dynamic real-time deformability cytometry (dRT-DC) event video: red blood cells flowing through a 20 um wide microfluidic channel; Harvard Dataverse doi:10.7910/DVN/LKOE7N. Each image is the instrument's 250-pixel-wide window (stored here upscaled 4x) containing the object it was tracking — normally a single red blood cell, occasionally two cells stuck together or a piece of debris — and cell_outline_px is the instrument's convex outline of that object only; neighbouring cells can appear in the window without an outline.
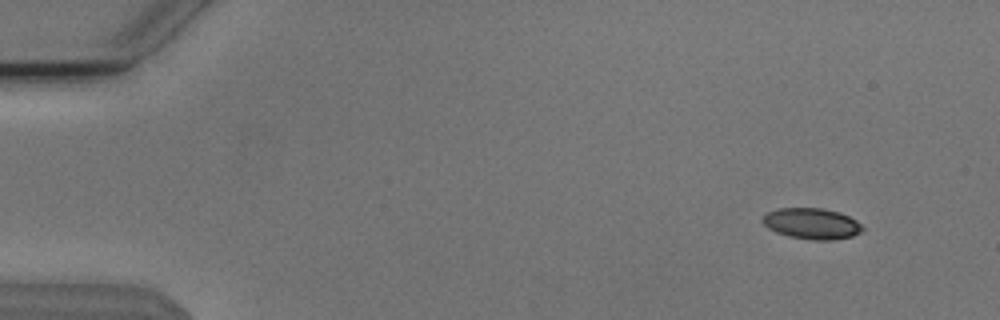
{"species": "Egyptian fruit bat (a non-hibernating species)", "species_latin": "Rousettus aegyptiacus", "temperature_condition": "cold", "stored_images_in_passage": 51, "camera_frame_rate_fps": 3000, "um_per_image_px": 0.085, "animal": {"sex": "male"}, "frame": {"image": 1, "passage_image": 2, "time_ms": 0.333, "image_size_px": [1000, 320], "cell_outline_px": [[864, 228], [860, 232], [852, 236], [832, 240], [816, 240], [788, 236], [776, 232], [768, 228], [760, 220], [768, 212], [780, 208], [824, 208], [840, 212], [856, 220]], "centroid_in_image_um": [69.0, 19.0], "position_along_channel_um": 16.0, "area_um2": 17.98}}
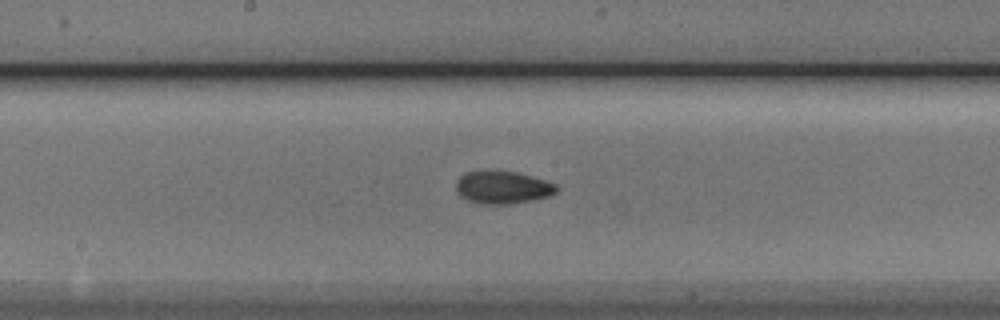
{"frame": {"image": 2, "passage_image": 26, "time_ms": 8.333, "image_size_px": [1000, 320], "cell_outline_px": [[560, 188], [552, 196], [512, 204], [480, 204], [468, 200], [460, 196], [456, 192], [456, 180], [464, 172], [516, 172], [532, 176], [556, 184]], "centroid_in_image_um": [42.74, 15.95], "position_along_channel_um": 205.5, "area_um2": 19.13}}
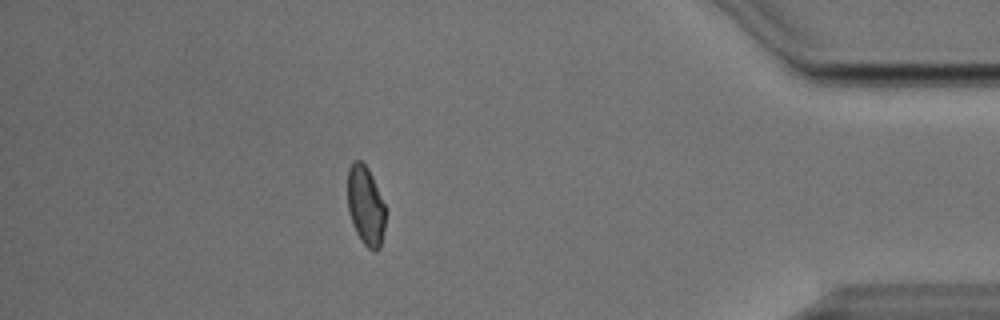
{"frame": {"image": 3, "passage_image": 45, "time_ms": 14.667, "image_size_px": [1000, 320], "cell_outline_px": [[384, 228], [380, 248], [376, 252], [372, 252], [360, 240], [352, 224], [348, 208], [348, 168], [352, 160], [360, 160], [368, 168], [372, 176], [384, 204]], "centroid_in_image_um": [31.06, 17.5], "position_along_channel_um": 404.1, "area_um2": 17.46}, "authors_computed_cell_mechanics": {"area_um2": 18.1492, "velocity_mm_per_s": 3.8081, "shape_relaxation_time_tau1_ms": 4.4464, "shape_relaxation_time_tau2_ms": 3.5924, "deformation_change_tau1": 0.1089, "deformation_change_tau2": 0.0693}}